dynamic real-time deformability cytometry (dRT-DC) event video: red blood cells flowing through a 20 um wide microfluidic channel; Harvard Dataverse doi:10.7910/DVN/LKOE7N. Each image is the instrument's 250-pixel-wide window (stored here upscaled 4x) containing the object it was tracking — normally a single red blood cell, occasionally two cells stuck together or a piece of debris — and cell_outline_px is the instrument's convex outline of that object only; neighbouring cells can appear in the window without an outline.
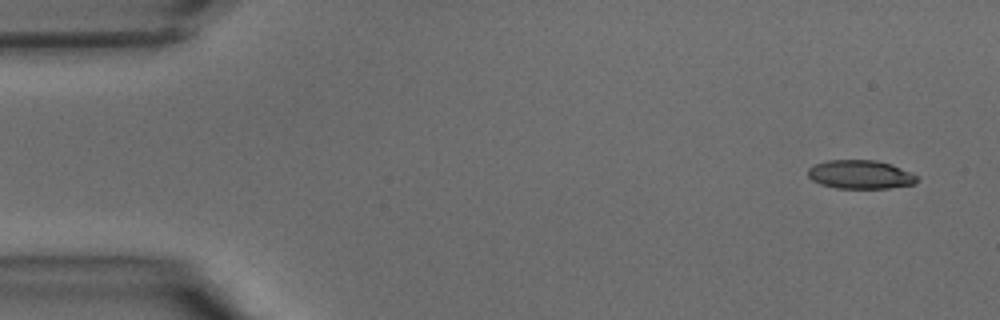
{"species": "common noctule bat (a hibernating species)", "species_latin": "Nyctalus noctula", "temperature_condition": "warm", "stored_images_in_passage": 39, "camera_frame_rate_fps": 3000, "um_per_image_px": 0.085, "animal": {"sex": "male", "body_mass_g": 15.6}, "frame": {"image": 1, "passage_image": 1, "time_ms": 0.0, "image_size_px": [1000, 320], "cell_outline_px": [[916, 184], [888, 188], [836, 188], [820, 184], [812, 180], [808, 176], [808, 168], [816, 164], [828, 160], [876, 160], [892, 164], [916, 176]], "centroid_in_image_um": [73.1, 14.83], "position_along_channel_um": 11.9, "area_um2": 18.09}}
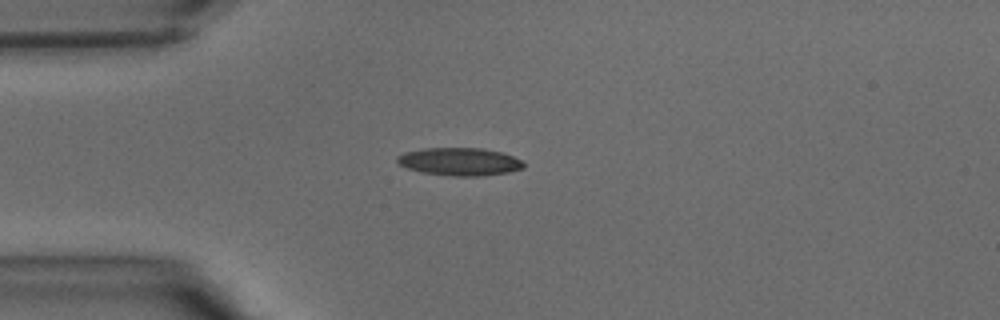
{"frame": {"image": 2, "passage_image": 9, "time_ms": 2.667, "image_size_px": [1000, 320], "cell_outline_px": [[524, 168], [508, 172], [480, 176], [452, 176], [420, 172], [408, 168], [400, 164], [396, 160], [396, 156], [404, 152], [424, 148], [484, 148], [500, 152], [512, 156], [520, 160], [524, 164]], "centroid_in_image_um": [39.04, 13.74], "position_along_channel_um": 46.0, "area_um2": 20.46}}
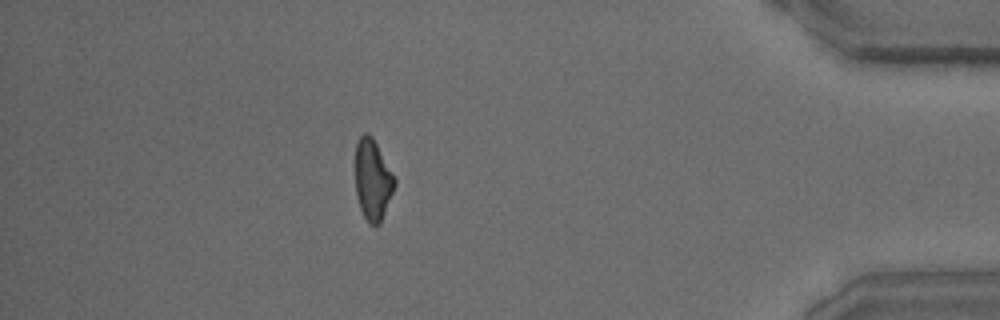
{"frame": {"image": 3, "passage_image": 34, "time_ms": 11.0, "image_size_px": [1000, 320], "cell_outline_px": [[396, 184], [380, 224], [368, 224], [360, 208], [356, 196], [356, 144], [360, 136], [364, 132], [368, 132], [372, 136], [396, 180]], "centroid_in_image_um": [31.67, 15.28], "position_along_channel_um": 403.5, "area_um2": 18.32}}